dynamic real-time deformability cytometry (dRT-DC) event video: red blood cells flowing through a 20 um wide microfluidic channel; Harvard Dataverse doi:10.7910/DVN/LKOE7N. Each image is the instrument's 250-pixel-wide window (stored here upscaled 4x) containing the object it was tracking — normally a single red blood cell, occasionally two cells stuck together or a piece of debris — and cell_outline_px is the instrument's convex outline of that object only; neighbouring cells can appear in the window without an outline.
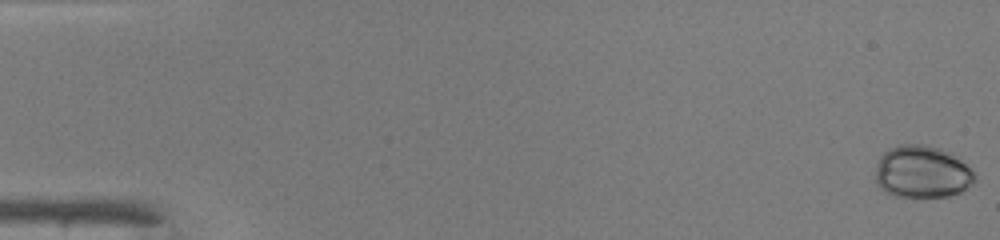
{"species": "common noctule bat (a hibernating species)", "species_latin": "Nyctalus noctula", "temperature_condition": "warm", "stored_images_in_passage": 49, "camera_frame_rate_fps": 3000, "um_per_image_px": 0.085, "animal": {"sex": "male", "body_mass_g": 19.0, "forearm_length_mm": 50.8}, "frame": {"image": 1, "passage_image": 1, "time_ms": 0.0, "image_size_px": [1000, 240], "cell_outline_px": [[976, 176], [960, 192], [948, 196], [896, 196], [884, 192], [880, 188], [876, 180], [876, 168], [880, 156], [888, 148], [900, 144], [924, 144], [940, 148], [960, 160]], "centroid_in_image_um": [78.3, 14.59], "position_along_channel_um": 6.7, "area_um2": 29.71}}
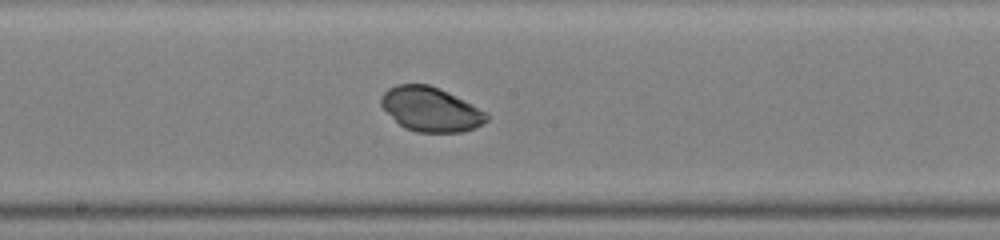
{"frame": {"image": 2, "passage_image": 27, "time_ms": 8.667, "image_size_px": [1000, 240], "cell_outline_px": [[488, 120], [472, 128], [460, 132], [416, 132], [404, 128], [380, 104], [380, 96], [388, 88], [396, 84], [428, 84], [472, 104], [488, 112]], "centroid_in_image_um": [36.59, 9.29], "position_along_channel_um": 211.6, "area_um2": 26.88}}
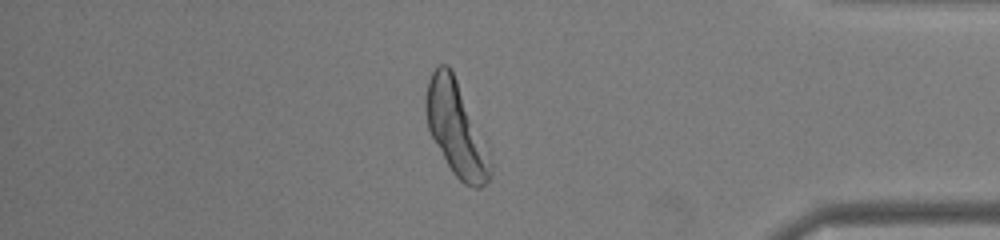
{"frame": {"image": 3, "passage_image": 42, "time_ms": 13.667, "image_size_px": [1000, 240], "cell_outline_px": [[492, 176], [480, 188], [472, 188], [464, 184], [452, 172], [432, 136], [428, 128], [424, 104], [424, 100], [428, 80], [432, 72], [440, 64], [448, 64], [452, 68], [492, 164]], "centroid_in_image_um": [38.73, 10.95], "position_along_channel_um": 396.5, "area_um2": 34.39}, "authors_computed_cell_mechanics": {"area_um2": 28.7844, "velocity_mm_per_s": 4.2458, "shape_relaxation_time_tau1_ms": 3.0254, "shape_relaxation_time_tau2_ms": null, "deformation_change_tau1": 0.0726, "deformation_change_tau2": null}}